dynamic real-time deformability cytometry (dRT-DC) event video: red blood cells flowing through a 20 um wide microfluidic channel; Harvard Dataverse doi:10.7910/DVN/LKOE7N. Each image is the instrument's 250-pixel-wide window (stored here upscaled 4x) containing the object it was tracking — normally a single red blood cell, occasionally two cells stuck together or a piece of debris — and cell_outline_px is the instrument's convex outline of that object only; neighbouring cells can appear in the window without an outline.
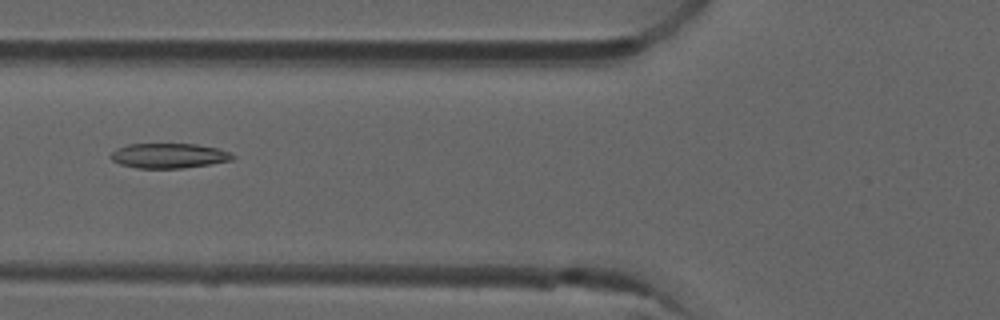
{"species": "common noctule bat (a hibernating species)", "species_latin": "Nyctalus noctula", "temperature_condition": "room temperature", "stored_images_in_passage": 52, "camera_frame_rate_fps": 3000, "um_per_image_px": 0.085, "animal": {"sex": "male", "forearm_length_mm": 52.5}, "frame": {"image": 1, "passage_image": 20, "time_ms": 6.333, "image_size_px": [1000, 320], "cell_outline_px": [[236, 156], [232, 160], [184, 168], [136, 168], [120, 164], [112, 160], [108, 156], [116, 148], [128, 144], [196, 144], [216, 148], [228, 152]], "centroid_in_image_um": [14.3, 13.23], "position_along_channel_um": 111.5, "area_um2": 17.63}}
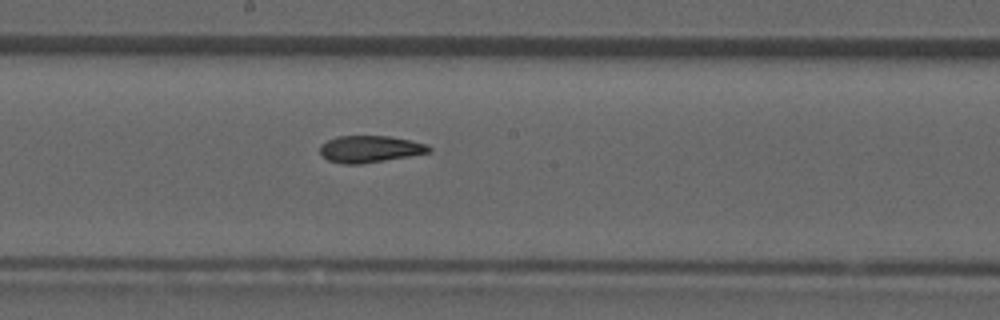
{"frame": {"image": 2, "passage_image": 28, "time_ms": 9.0, "image_size_px": [1000, 320], "cell_outline_px": [[432, 152], [360, 164], [344, 164], [328, 160], [320, 152], [320, 144], [336, 136], [392, 136], [412, 140], [428, 144], [432, 148]], "centroid_in_image_um": [31.48, 12.65], "position_along_channel_um": 216.7, "area_um2": 17.11}}
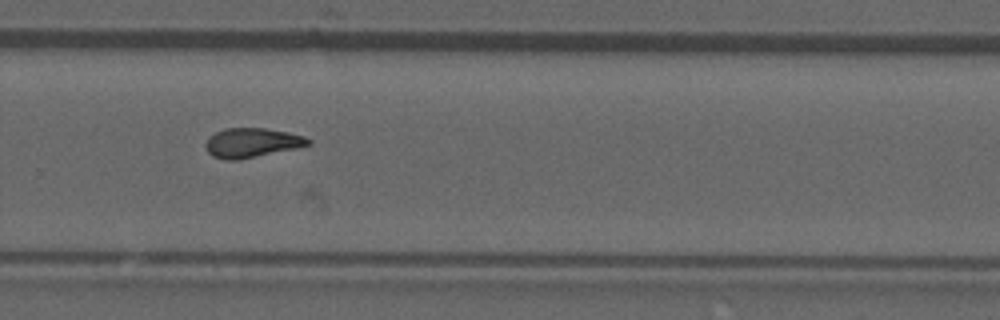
{"frame": {"image": 3, "passage_image": 35, "time_ms": 11.333, "image_size_px": [1000, 320], "cell_outline_px": [[312, 144], [236, 160], [228, 160], [212, 156], [208, 152], [204, 144], [208, 136], [224, 128], [264, 128], [288, 132], [304, 136], [312, 140]], "centroid_in_image_um": [21.37, 12.11], "position_along_channel_um": 308.4, "area_um2": 17.4}, "authors_computed_cell_mechanics": {"area_um2": 17.629, "velocity_mm_per_s": 3.9389, "shape_relaxation_time_tau1_ms": null, "shape_relaxation_time_tau2_ms": 4.252, "deformation_change_tau1": null, "deformation_change_tau2": 0.1151}}